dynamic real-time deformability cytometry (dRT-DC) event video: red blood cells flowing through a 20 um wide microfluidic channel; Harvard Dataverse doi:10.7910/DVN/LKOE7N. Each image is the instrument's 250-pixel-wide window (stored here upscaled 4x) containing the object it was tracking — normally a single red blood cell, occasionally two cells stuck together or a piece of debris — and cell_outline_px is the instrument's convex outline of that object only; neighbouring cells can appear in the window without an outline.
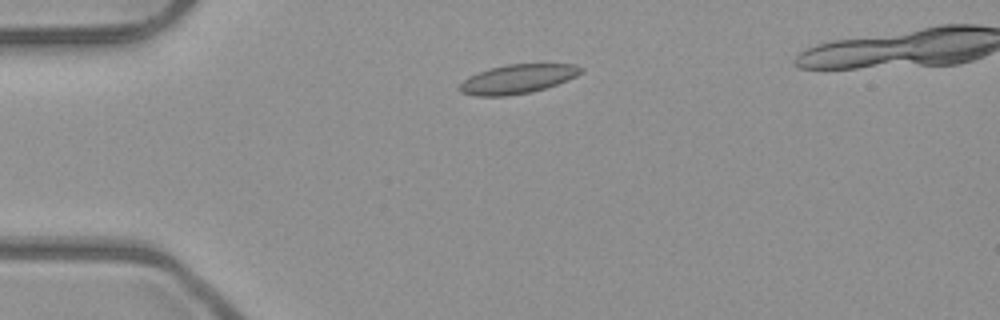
{"species": "common noctule bat (a hibernating species)", "species_latin": "Nyctalus noctula", "temperature_condition": "room temperature", "stored_images_in_passage": 2, "camera_frame_rate_fps": 3000, "um_per_image_px": 0.085, "animal": {"sex": "male", "body_mass_g": 23.1, "forearm_length_mm": 52.7}, "frame": {"image": 1, "passage_image": 1, "time_ms": 0.0, "image_size_px": [1000, 320], "cell_outline_px": [[584, 72], [576, 76], [556, 84], [532, 92], [504, 96], [476, 96], [460, 92], [460, 84], [468, 76], [488, 68], [508, 64], [576, 64], [584, 68]], "centroid_in_image_um": [44.0, 6.7], "position_along_channel_um": 41.0, "area_um2": 20.58}}